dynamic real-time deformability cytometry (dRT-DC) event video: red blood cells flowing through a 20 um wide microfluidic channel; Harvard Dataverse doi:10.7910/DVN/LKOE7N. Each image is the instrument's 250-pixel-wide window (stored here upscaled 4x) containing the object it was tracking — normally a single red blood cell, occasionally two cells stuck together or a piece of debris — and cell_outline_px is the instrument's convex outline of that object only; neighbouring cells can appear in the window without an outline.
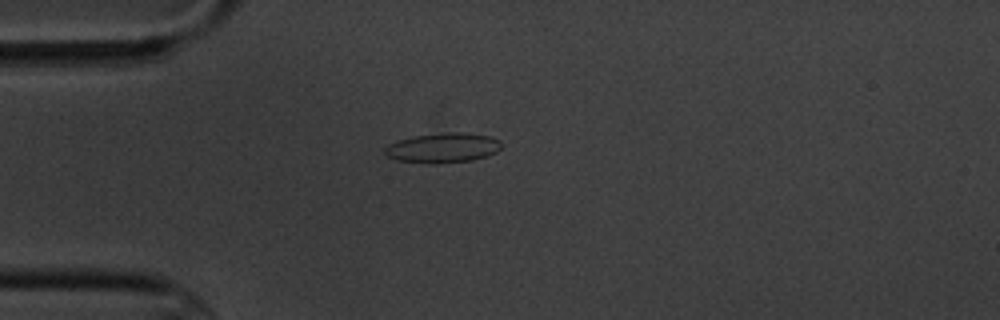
{"species": "common noctule bat (a hibernating species)", "species_latin": "Nyctalus noctula", "temperature_condition": "cold", "stored_images_in_passage": 4, "camera_frame_rate_fps": 3000, "um_per_image_px": 0.085, "animal": {"sex": "male", "body_mass_g": 20.1, "forearm_length_mm": 53.5}, "frame": {"image": 1, "passage_image": 4, "time_ms": 4.333, "image_size_px": [1000, 320], "cell_outline_px": [[500, 148], [496, 152], [472, 160], [396, 160], [388, 156], [384, 152], [384, 148], [388, 144], [412, 136], [444, 132], [464, 132], [492, 136], [500, 140]], "centroid_in_image_um": [37.68, 12.49], "position_along_channel_um": 47.3, "area_um2": 19.19}}